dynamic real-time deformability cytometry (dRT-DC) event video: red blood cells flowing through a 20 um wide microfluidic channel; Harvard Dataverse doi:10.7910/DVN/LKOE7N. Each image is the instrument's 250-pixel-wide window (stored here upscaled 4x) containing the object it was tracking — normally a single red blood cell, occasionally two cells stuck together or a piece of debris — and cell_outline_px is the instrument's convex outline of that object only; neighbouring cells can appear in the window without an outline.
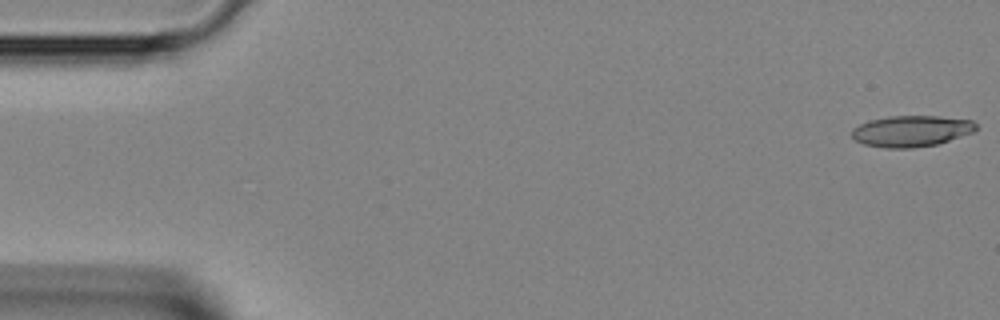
{"species": "Egyptian fruit bat (a non-hibernating species)", "species_latin": "Rousettus aegyptiacus", "temperature_condition": "room temperature", "stored_images_in_passage": 42, "camera_frame_rate_fps": 3000, "um_per_image_px": 0.085, "animal": {"sex": "female"}, "frame": {"image": 1, "passage_image": 1, "time_ms": 0.0, "image_size_px": [1000, 320], "cell_outline_px": [[976, 132], [936, 144], [912, 148], [884, 148], [864, 144], [856, 140], [852, 136], [852, 128], [868, 120], [888, 116], [936, 116], [972, 120], [976, 124]], "centroid_in_image_um": [77.46, 11.14], "position_along_channel_um": 7.5, "area_um2": 22.6}}
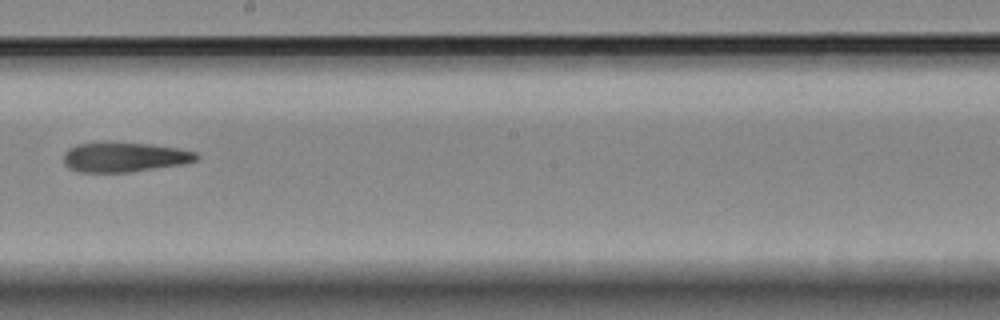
{"frame": {"image": 2, "passage_image": 24, "time_ms": 7.667, "image_size_px": [1000, 320], "cell_outline_px": [[200, 156], [196, 160], [184, 164], [128, 172], [80, 172], [68, 168], [64, 164], [64, 156], [68, 148], [76, 144], [148, 144], [176, 148], [196, 152]], "centroid_in_image_um": [10.58, 13.38], "position_along_channel_um": 237.6, "area_um2": 22.37}}
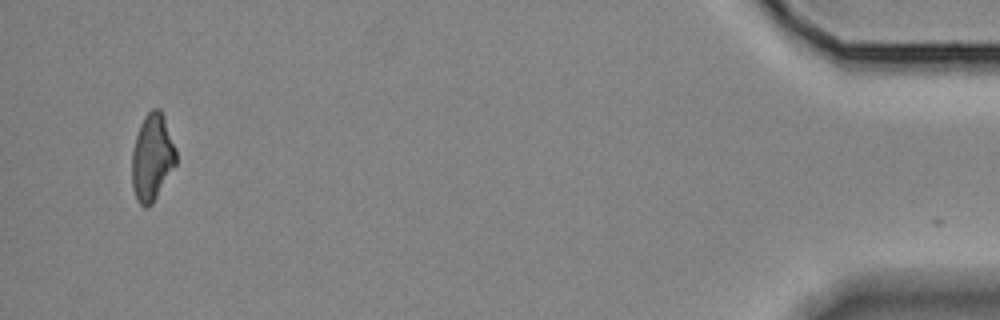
{"frame": {"image": 3, "passage_image": 41, "time_ms": 13.333, "image_size_px": [1000, 320], "cell_outline_px": [[176, 164], [152, 204], [144, 208], [136, 200], [132, 188], [132, 152], [136, 136], [140, 124], [144, 116], [152, 108], [160, 108], [164, 116], [176, 148]], "centroid_in_image_um": [12.93, 13.37], "position_along_channel_um": 422.3, "area_um2": 22.43}}